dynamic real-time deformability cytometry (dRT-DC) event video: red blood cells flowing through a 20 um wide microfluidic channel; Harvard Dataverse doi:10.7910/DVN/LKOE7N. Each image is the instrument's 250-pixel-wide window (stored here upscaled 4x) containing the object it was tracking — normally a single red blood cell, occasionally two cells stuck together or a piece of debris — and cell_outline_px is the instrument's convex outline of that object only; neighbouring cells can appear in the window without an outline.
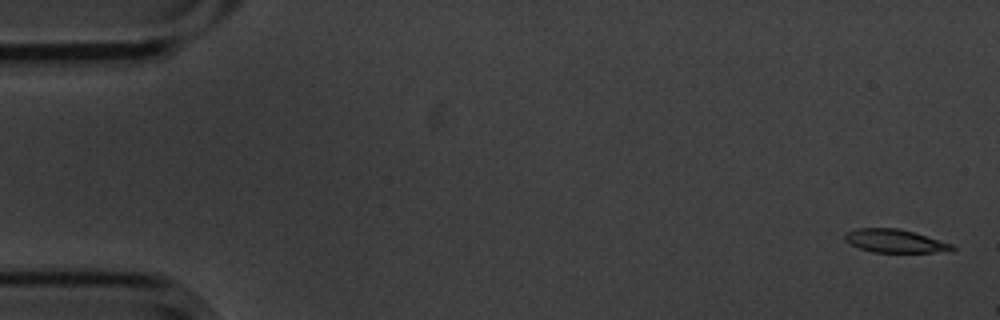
{"species": "common noctule bat (a hibernating species)", "species_latin": "Nyctalus noctula", "temperature_condition": "cold", "stored_images_in_passage": 5, "camera_frame_rate_fps": 3000, "um_per_image_px": 0.085, "animal": {"sex": "male", "body_mass_g": 20.1, "forearm_length_mm": 53.5}, "frame": {"image": 1, "passage_image": 1, "time_ms": 0.0, "image_size_px": [1000, 320], "cell_outline_px": [[956, 248], [952, 252], [872, 252], [848, 244], [844, 240], [844, 232], [856, 228], [900, 228], [952, 244]], "centroid_in_image_um": [76.04, 20.48], "position_along_channel_um": 9.0, "area_um2": 14.68}}